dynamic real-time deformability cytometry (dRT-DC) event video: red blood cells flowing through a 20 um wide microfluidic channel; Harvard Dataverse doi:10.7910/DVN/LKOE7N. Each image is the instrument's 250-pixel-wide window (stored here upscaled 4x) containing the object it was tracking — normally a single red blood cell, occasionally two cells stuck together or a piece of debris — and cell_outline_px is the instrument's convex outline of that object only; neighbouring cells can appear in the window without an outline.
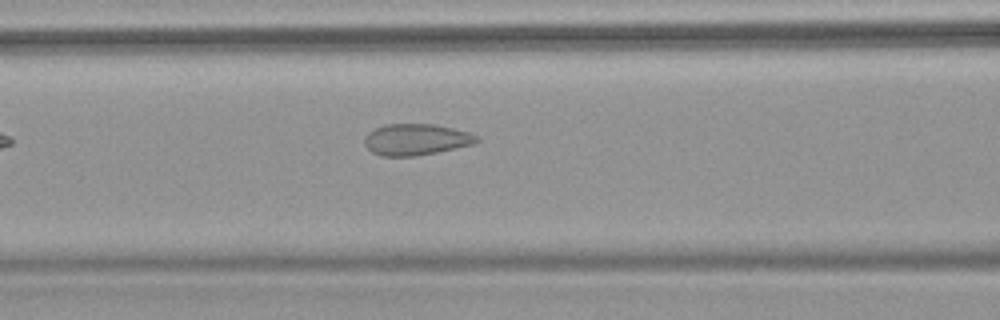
{"species": "common noctule bat (a hibernating species)", "species_latin": "Nyctalus noctula", "temperature_condition": "warm", "stored_images_in_passage": 6, "camera_frame_rate_fps": 3000, "um_per_image_px": 0.085, "animal": {"sex": "female", "body_mass_g": 18.4}, "frame": {"image": 1, "passage_image": 6, "time_ms": 6.0, "image_size_px": [1000, 320], "cell_outline_px": [[480, 140], [472, 144], [436, 152], [416, 156], [384, 156], [372, 152], [364, 144], [364, 140], [368, 132], [384, 124], [436, 124], [468, 132], [480, 136]], "centroid_in_image_um": [35.36, 11.85], "position_along_channel_um": 131.2, "area_um2": 20.4}}